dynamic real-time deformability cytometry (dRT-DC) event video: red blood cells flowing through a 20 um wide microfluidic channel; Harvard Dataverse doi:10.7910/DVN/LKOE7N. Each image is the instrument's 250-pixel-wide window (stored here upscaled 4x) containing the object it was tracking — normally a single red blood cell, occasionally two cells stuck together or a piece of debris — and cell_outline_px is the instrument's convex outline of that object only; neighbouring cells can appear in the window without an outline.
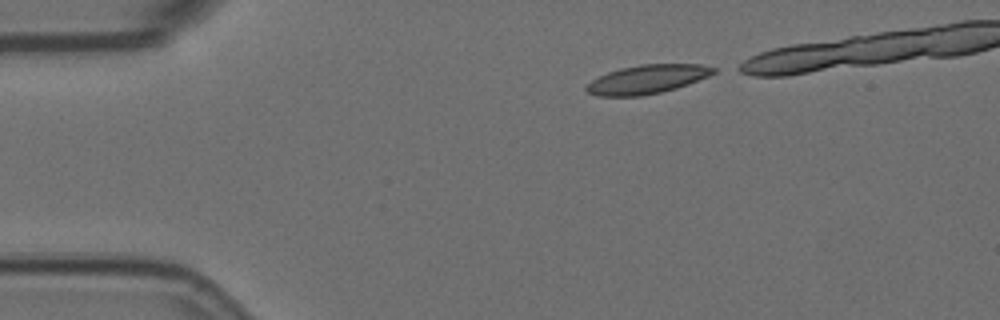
{"species": "Egyptian fruit bat (a non-hibernating species)", "species_latin": "Rousettus aegyptiacus", "temperature_condition": "room temperature", "stored_images_in_passage": 7, "camera_frame_rate_fps": 3000, "um_per_image_px": 0.085, "animal": {"sex": "female"}, "frame": {"image": 1, "passage_image": 1, "time_ms": 0.0, "image_size_px": [1000, 320], "cell_outline_px": [[716, 72], [708, 76], [688, 84], [676, 88], [660, 92], [640, 96], [596, 96], [588, 92], [584, 88], [592, 80], [608, 72], [620, 68], [640, 64], [700, 64], [716, 68]], "centroid_in_image_um": [55.0, 6.73], "position_along_channel_um": 30.0, "area_um2": 21.21}}